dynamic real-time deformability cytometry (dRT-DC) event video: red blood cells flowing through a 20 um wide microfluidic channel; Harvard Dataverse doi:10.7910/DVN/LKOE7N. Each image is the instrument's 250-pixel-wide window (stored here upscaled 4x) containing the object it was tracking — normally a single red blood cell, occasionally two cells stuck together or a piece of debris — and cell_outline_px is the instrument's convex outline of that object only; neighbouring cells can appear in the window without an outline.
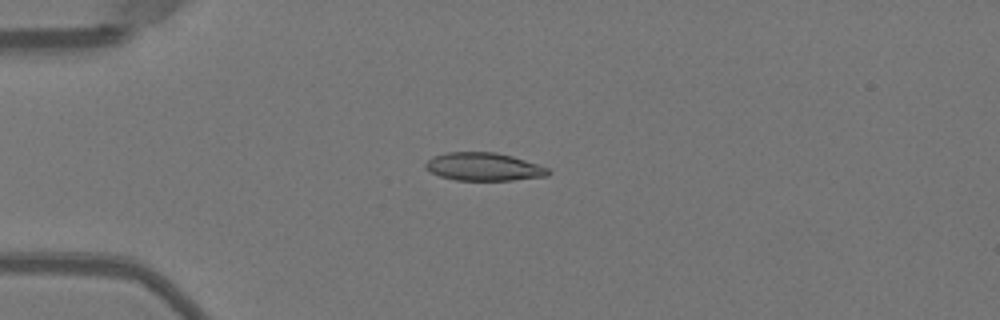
{"species": "Egyptian fruit bat (a non-hibernating species)", "species_latin": "Rousettus aegyptiacus", "temperature_condition": "warm", "stored_images_in_passage": 52, "camera_frame_rate_fps": 3000, "um_per_image_px": 0.085, "animal": {"sex": "female"}, "frame": {"image": 1, "passage_image": 14, "time_ms": 4.333, "image_size_px": [1000, 320], "cell_outline_px": [[552, 172], [548, 176], [512, 180], [456, 180], [440, 176], [424, 168], [424, 164], [432, 156], [444, 152], [496, 152], [512, 156], [548, 168]], "centroid_in_image_um": [41.09, 14.17], "position_along_channel_um": 43.9, "area_um2": 20.06}}
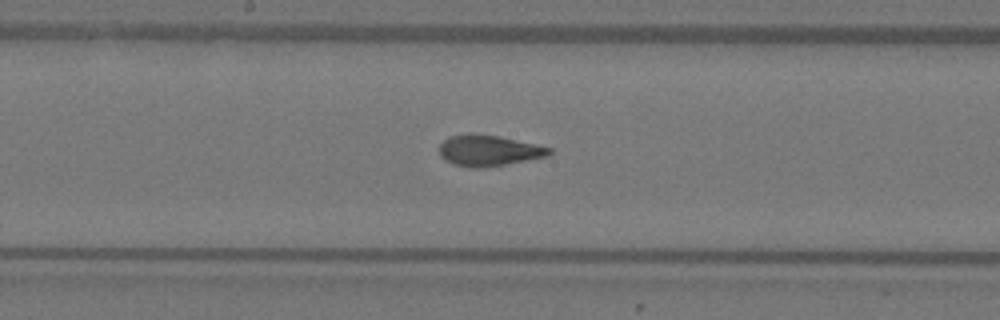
{"frame": {"image": 2, "passage_image": 28, "time_ms": 9.0, "image_size_px": [1000, 320], "cell_outline_px": [[552, 152], [548, 156], [504, 164], [476, 168], [472, 168], [456, 164], [444, 160], [440, 156], [440, 144], [448, 136], [496, 136], [536, 144], [552, 148]], "centroid_in_image_um": [41.56, 12.82], "position_along_channel_um": 206.6, "area_um2": 18.96}}
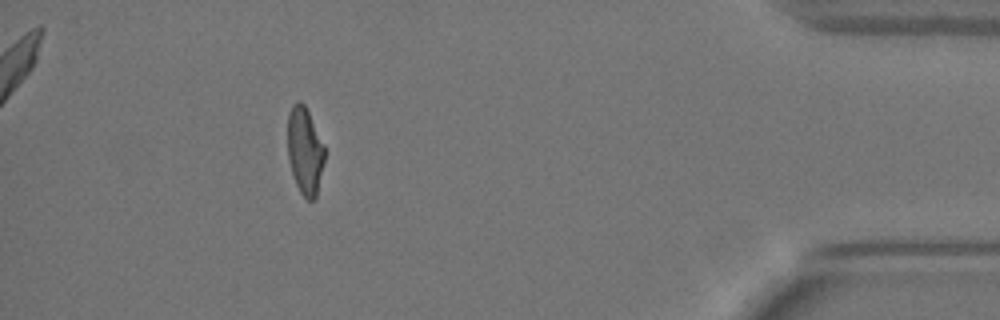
{"frame": {"image": 3, "passage_image": 47, "time_ms": 15.333, "image_size_px": [1000, 320], "cell_outline_px": [[324, 160], [316, 200], [308, 200], [300, 192], [296, 184], [288, 160], [288, 112], [292, 104], [296, 100], [300, 100], [304, 104], [324, 144]], "centroid_in_image_um": [25.91, 12.81], "position_along_channel_um": 409.3, "area_um2": 18.84}, "authors_computed_cell_mechanics": {"area_um2": 19.941, "velocity_mm_per_s": 4.013, "shape_relaxation_time_tau1_ms": 5.1625, "shape_relaxation_time_tau2_ms": 0.6157, "deformation_change_tau1": 0.2059, "deformation_change_tau2": 0.0679}}